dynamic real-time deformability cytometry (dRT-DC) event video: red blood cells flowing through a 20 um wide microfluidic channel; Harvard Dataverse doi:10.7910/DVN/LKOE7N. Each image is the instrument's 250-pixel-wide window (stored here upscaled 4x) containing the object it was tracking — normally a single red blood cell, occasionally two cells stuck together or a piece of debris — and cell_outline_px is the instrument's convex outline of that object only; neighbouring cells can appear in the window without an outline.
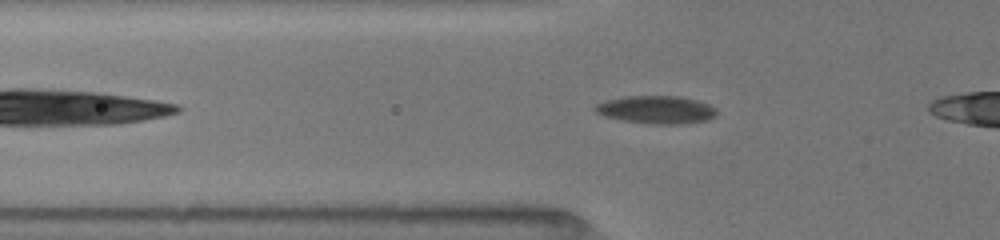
{"species": "common noctule bat (a hibernating species)", "species_latin": "Nyctalus noctula", "temperature_condition": "room temperature", "stored_images_in_passage": 36, "camera_frame_rate_fps": 3000, "um_per_image_px": 0.085, "animal": {"sex": "female", "body_mass_g": 19.5, "forearm_length_mm": 54.1}, "frame": {"image": 1, "passage_image": 9, "time_ms": 2.667, "image_size_px": [1000, 240], "cell_outline_px": [[716, 116], [708, 120], [684, 124], [656, 124], [624, 120], [604, 116], [596, 112], [592, 108], [596, 104], [608, 100], [624, 96], [680, 96], [696, 100], [708, 104], [716, 108]], "centroid_in_image_um": [55.81, 9.32], "position_along_channel_um": 70.0, "area_um2": 19.71}}
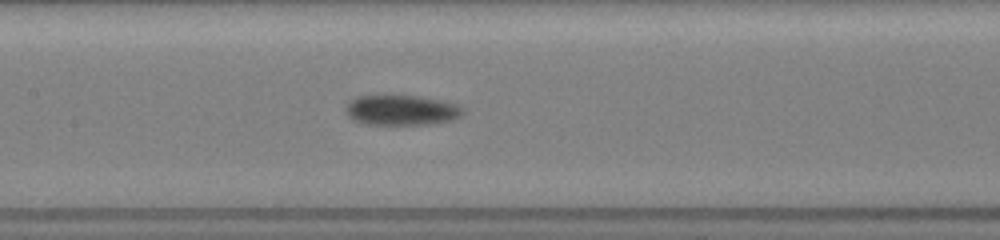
{"frame": {"image": 2, "passage_image": 17, "time_ms": 5.333, "image_size_px": [1000, 240], "cell_outline_px": [[464, 112], [460, 116], [452, 120], [428, 124], [364, 124], [352, 120], [344, 112], [344, 108], [348, 100], [360, 96], [420, 96], [440, 100], [456, 104]], "centroid_in_image_um": [34.05, 9.36], "position_along_channel_um": 173.4, "area_um2": 20.58}}
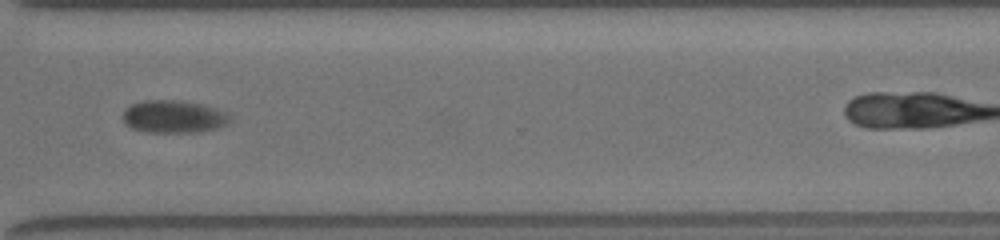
{"frame": {"image": 3, "passage_image": 31, "time_ms": 10.0, "image_size_px": [1000, 240], "cell_outline_px": [[232, 120], [228, 124], [216, 128], [200, 132], [148, 132], [132, 128], [124, 124], [124, 108], [132, 104], [144, 100], [180, 100], [200, 104], [216, 108], [228, 112], [232, 116]], "centroid_in_image_um": [14.8, 9.91], "position_along_channel_um": 355.8, "area_um2": 20.58}}